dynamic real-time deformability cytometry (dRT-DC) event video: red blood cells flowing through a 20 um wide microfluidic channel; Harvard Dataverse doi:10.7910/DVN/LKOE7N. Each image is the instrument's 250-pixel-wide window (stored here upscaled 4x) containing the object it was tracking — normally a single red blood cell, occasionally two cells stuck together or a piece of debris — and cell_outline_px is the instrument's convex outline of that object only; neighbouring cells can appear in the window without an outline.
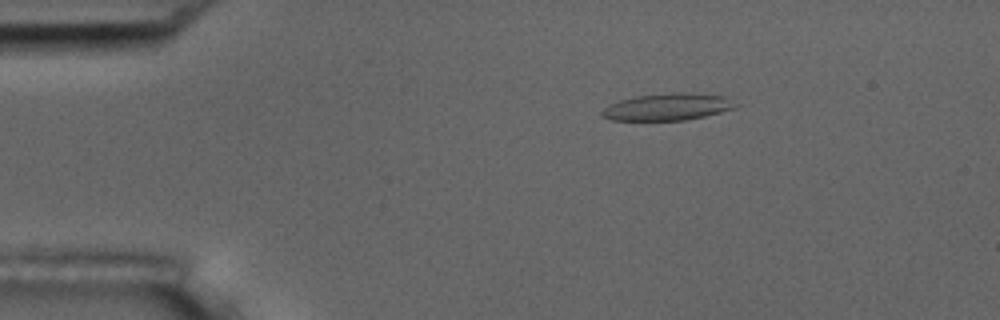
{"species": "common noctule bat (a hibernating species)", "species_latin": "Nyctalus noctula", "temperature_condition": "room temperature", "stored_images_in_passage": 53, "camera_frame_rate_fps": 3000, "um_per_image_px": 0.085, "animal": {"sex": "male", "body_mass_g": 17.5, "forearm_length_mm": 52.3}, "frame": {"image": 1, "passage_image": 9, "time_ms": 2.667, "image_size_px": [1000, 320], "cell_outline_px": [[740, 104], [732, 108], [720, 112], [688, 120], [612, 120], [600, 116], [600, 112], [608, 104], [620, 100], [636, 96], [676, 92], [680, 92], [728, 96]], "centroid_in_image_um": [56.75, 9.08], "position_along_channel_um": 28.3, "area_um2": 21.1}}
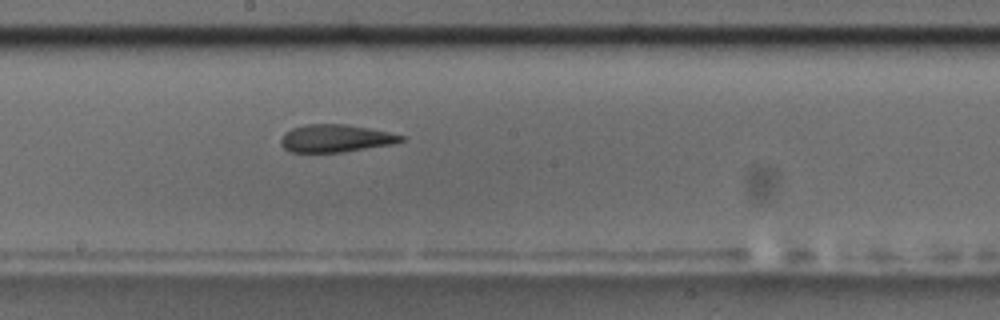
{"frame": {"image": 2, "passage_image": 29, "time_ms": 9.333, "image_size_px": [1000, 320], "cell_outline_px": [[408, 136], [404, 140], [392, 144], [344, 152], [288, 152], [280, 144], [280, 140], [284, 132], [292, 128], [308, 124], [348, 124]], "centroid_in_image_um": [28.52, 11.76], "position_along_channel_um": 219.7, "area_um2": 19.48}}
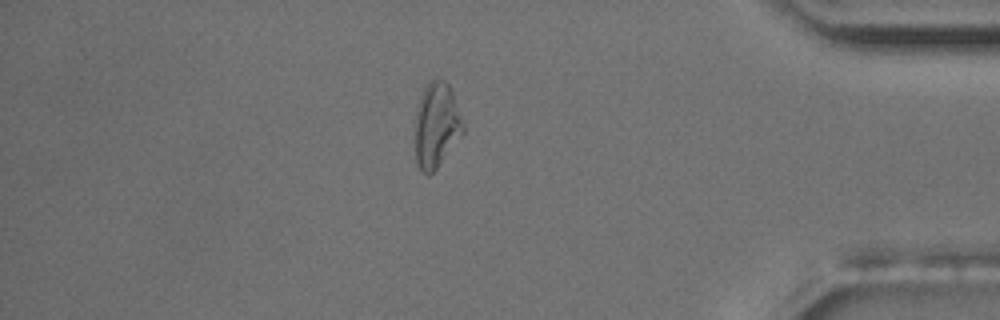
{"frame": {"image": 3, "passage_image": 46, "time_ms": 15.0, "image_size_px": [1000, 320], "cell_outline_px": [[464, 132], [436, 168], [428, 176], [420, 172], [416, 164], [416, 104], [428, 80], [436, 76], [448, 84], [452, 92], [464, 124]], "centroid_in_image_um": [37.08, 10.61], "position_along_channel_um": 398.1, "area_um2": 23.87}, "authors_computed_cell_mechanics": {"area_um2": 21.097, "velocity_mm_per_s": 3.7411, "shape_relaxation_time_tau1_ms": null, "shape_relaxation_time_tau2_ms": 2.3672, "deformation_change_tau1": null, "deformation_change_tau2": 0.1026}}